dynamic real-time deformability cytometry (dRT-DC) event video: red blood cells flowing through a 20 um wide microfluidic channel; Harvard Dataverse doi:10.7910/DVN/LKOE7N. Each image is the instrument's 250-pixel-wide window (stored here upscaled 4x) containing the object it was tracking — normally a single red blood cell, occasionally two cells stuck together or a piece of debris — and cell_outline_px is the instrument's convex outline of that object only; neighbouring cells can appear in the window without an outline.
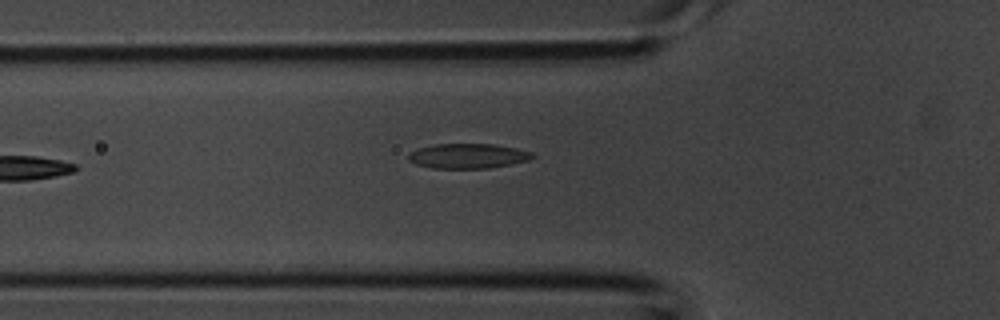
{"species": "common noctule bat (a hibernating species)", "species_latin": "Nyctalus noctula", "temperature_condition": "room temperature", "stored_images_in_passage": 3, "camera_frame_rate_fps": 3000, "um_per_image_px": 0.085, "animal": {"sex": "male", "body_mass_g": 20.1, "forearm_length_mm": 53.5}, "frame": {"image": 1, "passage_image": 3, "time_ms": 0.667, "image_size_px": [1000, 320], "cell_outline_px": [[536, 156], [528, 160], [488, 168], [432, 168], [416, 164], [408, 160], [408, 152], [416, 148], [432, 144], [496, 144], [516, 148], [532, 152]], "centroid_in_image_um": [39.72, 13.24], "position_along_channel_um": 86.1, "area_um2": 18.03}}